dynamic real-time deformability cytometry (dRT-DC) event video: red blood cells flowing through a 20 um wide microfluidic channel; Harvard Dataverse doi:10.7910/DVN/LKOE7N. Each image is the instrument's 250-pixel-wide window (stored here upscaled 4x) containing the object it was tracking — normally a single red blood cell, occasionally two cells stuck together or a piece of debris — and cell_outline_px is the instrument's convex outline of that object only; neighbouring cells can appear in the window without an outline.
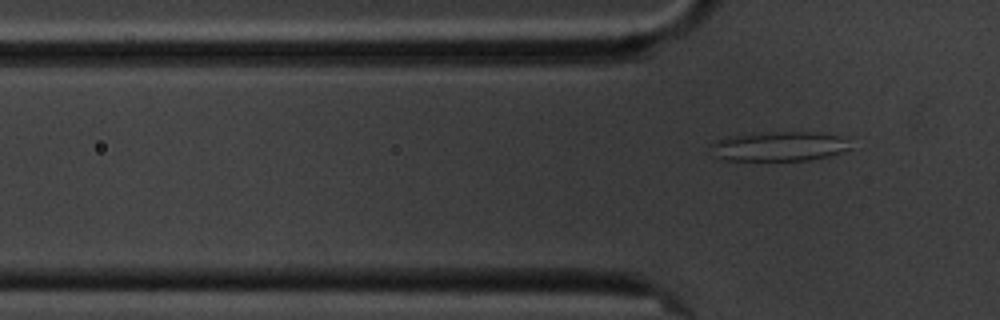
{"species": "common noctule bat (a hibernating species)", "species_latin": "Nyctalus noctula", "temperature_condition": "cold", "stored_images_in_passage": 6, "camera_frame_rate_fps": 3000, "um_per_image_px": 0.085, "animal": {"sex": "male", "body_mass_g": 20.1, "forearm_length_mm": 53.5}, "frame": {"image": 1, "passage_image": 6, "time_ms": 6.667, "image_size_px": [1000, 320], "cell_outline_px": [[852, 148], [828, 156], [808, 160], [720, 160], [716, 156], [708, 144], [716, 140], [728, 136], [776, 132], [808, 132], [840, 136]], "centroid_in_image_um": [66.15, 12.45], "position_along_channel_um": 59.6, "area_um2": 23.7}}